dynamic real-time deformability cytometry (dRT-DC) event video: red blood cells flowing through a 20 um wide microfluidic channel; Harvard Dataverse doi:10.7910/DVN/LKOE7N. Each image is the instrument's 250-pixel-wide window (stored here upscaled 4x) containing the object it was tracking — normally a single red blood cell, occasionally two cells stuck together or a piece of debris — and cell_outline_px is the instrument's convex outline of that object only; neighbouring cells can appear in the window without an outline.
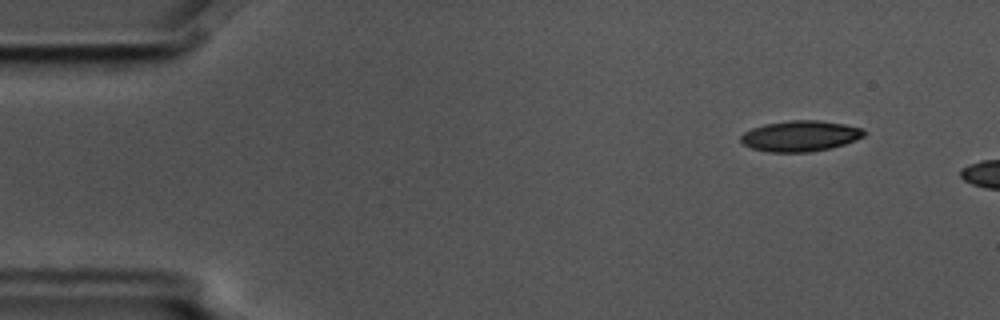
{"species": "common noctule bat (a hibernating species)", "species_latin": "Nyctalus noctula", "temperature_condition": "cold", "stored_images_in_passage": 7, "camera_frame_rate_fps": 3000, "um_per_image_px": 0.085, "animal": {"sex": "male", "body_mass_g": 17.5, "forearm_length_mm": 52.3}, "frame": {"image": 1, "passage_image": 3, "time_ms": 0.667, "image_size_px": [1000, 320], "cell_outline_px": [[864, 136], [844, 144], [812, 152], [768, 152], [752, 148], [744, 144], [740, 140], [740, 136], [744, 132], [752, 128], [764, 124], [792, 120], [820, 120], [844, 124], [864, 128]], "centroid_in_image_um": [68.01, 11.55], "position_along_channel_um": 17.0, "area_um2": 22.02}}